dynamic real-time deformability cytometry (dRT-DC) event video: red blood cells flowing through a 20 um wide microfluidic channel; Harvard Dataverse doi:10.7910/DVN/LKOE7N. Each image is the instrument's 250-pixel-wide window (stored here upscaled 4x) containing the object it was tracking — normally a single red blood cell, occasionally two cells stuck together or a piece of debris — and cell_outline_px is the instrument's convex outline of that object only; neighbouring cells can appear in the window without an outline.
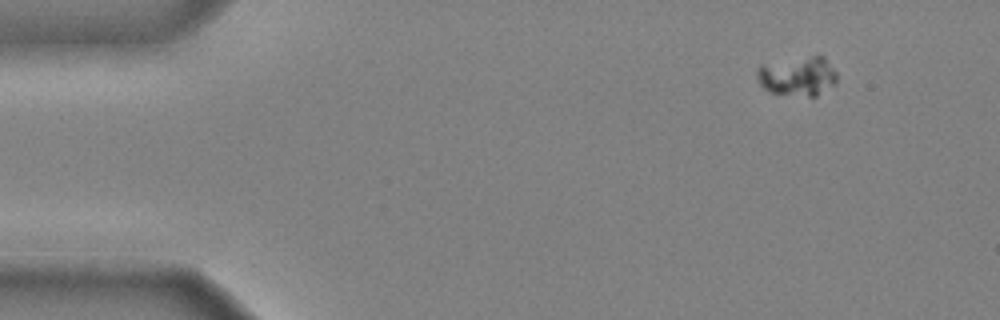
{"species": "common noctule bat (a hibernating species)", "species_latin": "Nyctalus noctula", "temperature_condition": "cold", "stored_images_in_passage": 42, "camera_frame_rate_fps": 3000, "um_per_image_px": 0.085, "animal": {"sex": "male", "body_mass_g": 20.4}, "frame": {"image": 1, "passage_image": 1, "time_ms": 0.0, "image_size_px": [1000, 320], "cell_outline_px": [[836, 84], [816, 96], [808, 96], [768, 92], [760, 84], [756, 76], [756, 72], [760, 64], [812, 56], [824, 56], [836, 72]], "centroid_in_image_um": [67.79, 6.48], "position_along_channel_um": 17.2, "area_um2": 18.21}}
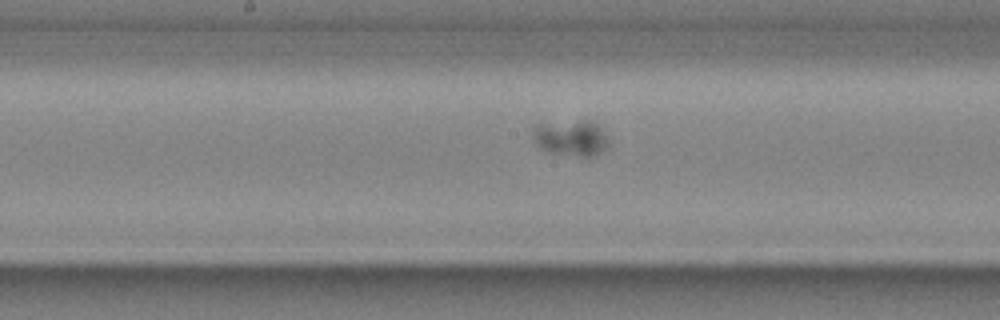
{"frame": {"image": 2, "passage_image": 22, "time_ms": 7.0, "image_size_px": [1000, 320], "cell_outline_px": [[608, 144], [604, 148], [592, 156], [584, 156], [552, 152], [536, 144], [532, 136], [536, 128], [540, 124], [584, 120], [592, 120], [604, 132]], "centroid_in_image_um": [48.55, 11.7], "position_along_channel_um": 199.6, "area_um2": 15.09}}
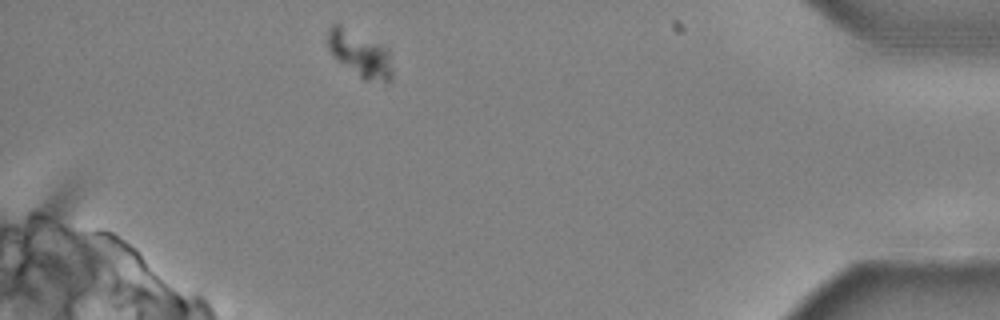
{"frame": {"image": 3, "passage_image": 41, "time_ms": 13.333, "image_size_px": [1000, 320], "cell_outline_px": [[392, 80], [364, 80], [340, 60], [328, 48], [328, 28], [332, 24], [340, 24], [388, 48], [392, 68]], "centroid_in_image_um": [30.61, 4.55], "position_along_channel_um": 404.6, "area_um2": 16.7}}